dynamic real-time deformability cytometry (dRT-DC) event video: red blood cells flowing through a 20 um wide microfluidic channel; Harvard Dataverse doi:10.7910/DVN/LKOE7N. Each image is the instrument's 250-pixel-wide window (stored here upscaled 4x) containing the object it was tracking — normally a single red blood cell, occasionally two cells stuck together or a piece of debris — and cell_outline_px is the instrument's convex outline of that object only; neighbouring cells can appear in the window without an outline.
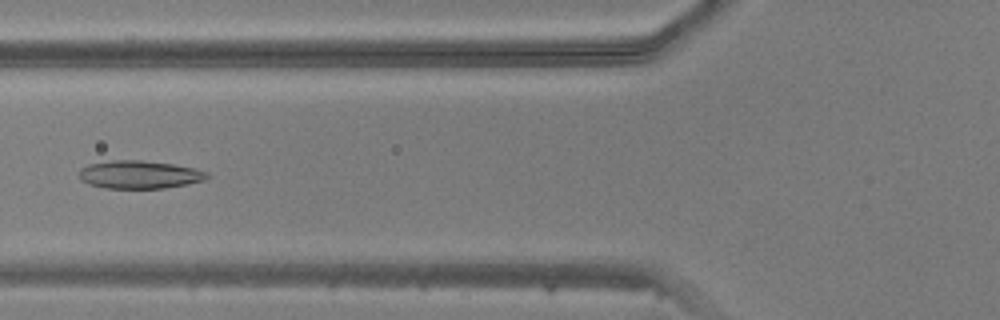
{"species": "common noctule bat (a hibernating species)", "species_latin": "Nyctalus noctula", "temperature_condition": "warm", "stored_images_in_passage": 49, "camera_frame_rate_fps": 3000, "um_per_image_px": 0.085, "animal": {"sex": "male", "body_mass_g": 20.5, "forearm_length_mm": 52.5}, "frame": {"image": 1, "passage_image": 19, "time_ms": 6.0, "image_size_px": [1000, 320], "cell_outline_px": [[208, 176], [204, 180], [188, 184], [164, 188], [104, 188], [88, 184], [80, 180], [80, 168], [88, 164], [112, 160], [140, 160], [172, 164], [196, 168], [208, 172]], "centroid_in_image_um": [11.84, 14.84], "position_along_channel_um": 114.0, "area_um2": 20.92}}
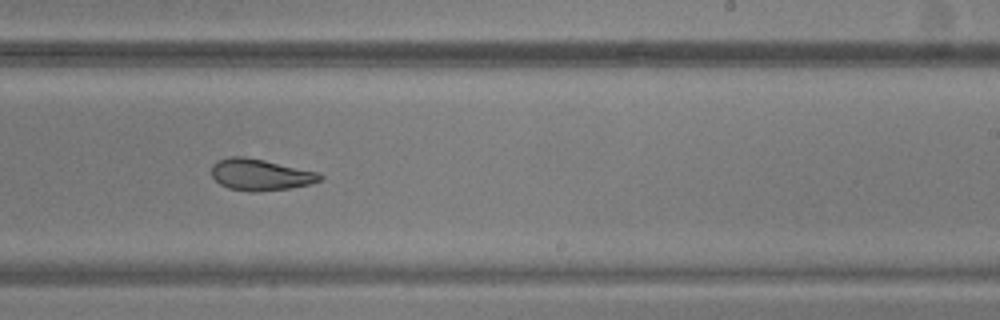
{"frame": {"image": 2, "passage_image": 30, "time_ms": 9.667, "image_size_px": [1000, 320], "cell_outline_px": [[324, 176], [320, 180], [308, 184], [288, 188], [256, 192], [248, 192], [228, 188], [220, 184], [212, 176], [212, 164], [216, 160], [228, 156], [244, 156], [264, 160], [320, 172]], "centroid_in_image_um": [22.1, 14.84], "position_along_channel_um": 266.9, "area_um2": 20.0}}
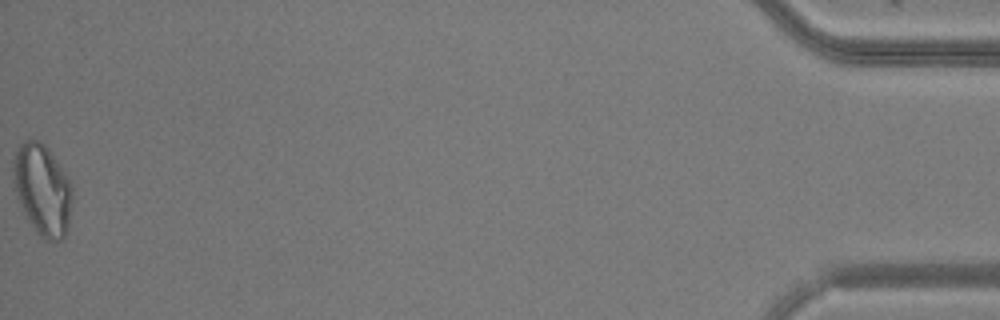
{"frame": {"image": 3, "passage_image": 49, "time_ms": 16.0, "image_size_px": [1000, 320], "cell_outline_px": [[72, 196], [68, 224], [64, 236], [60, 240], [48, 240], [40, 236], [36, 232], [24, 212], [12, 180], [12, 160], [20, 144], [24, 140], [40, 140], [48, 148], [68, 176], [72, 188]], "centroid_in_image_um": [3.6, 16.08], "position_along_channel_um": 431.6, "area_um2": 31.1}}